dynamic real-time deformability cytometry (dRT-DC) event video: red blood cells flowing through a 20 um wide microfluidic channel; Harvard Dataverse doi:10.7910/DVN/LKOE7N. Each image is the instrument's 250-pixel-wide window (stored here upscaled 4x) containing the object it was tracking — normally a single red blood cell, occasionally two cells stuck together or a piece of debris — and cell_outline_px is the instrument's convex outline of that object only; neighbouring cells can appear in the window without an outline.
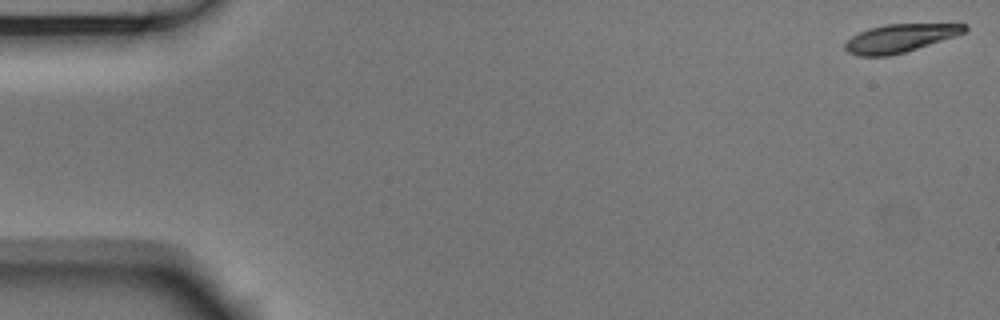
{"species": "Egyptian fruit bat (a non-hibernating species)", "species_latin": "Rousettus aegyptiacus", "temperature_condition": "room temperature", "stored_images_in_passage": 54, "camera_frame_rate_fps": 3000, "um_per_image_px": 0.085, "animal": {"sex": "male"}, "frame": {"image": 1, "passage_image": 1, "time_ms": 0.0, "image_size_px": [1000, 320], "cell_outline_px": [[968, 28], [964, 32], [956, 36], [904, 52], [888, 56], [856, 56], [848, 52], [844, 48], [844, 44], [852, 36], [868, 28], [884, 24], [968, 24]], "centroid_in_image_um": [76.47, 3.25], "position_along_channel_um": 8.5, "area_um2": 19.54}}
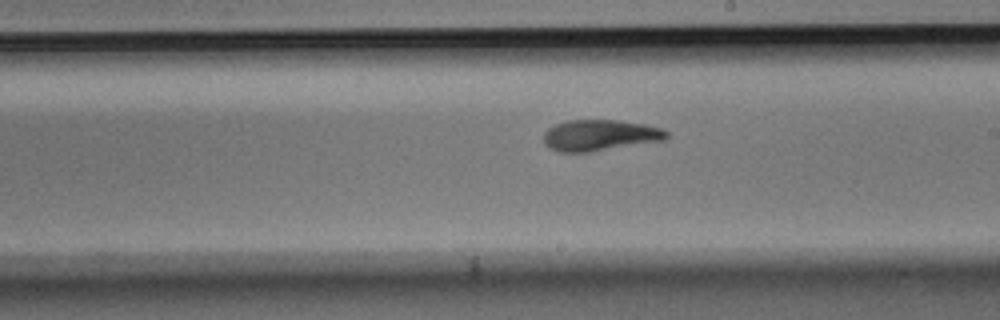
{"frame": {"image": 2, "passage_image": 31, "time_ms": 10.0, "image_size_px": [1000, 320], "cell_outline_px": [[668, 136], [664, 140], [588, 152], [560, 152], [544, 144], [544, 132], [548, 128], [556, 124], [568, 120], [620, 120], [644, 124], [664, 128], [668, 132]], "centroid_in_image_um": [51.01, 11.48], "position_along_channel_um": 238.0, "area_um2": 22.2}}
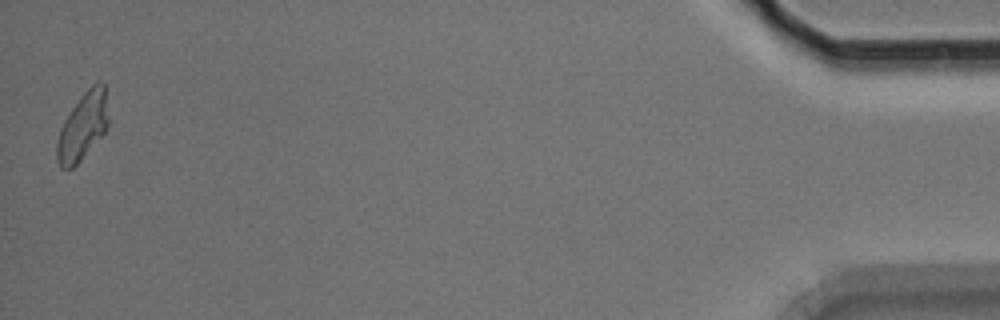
{"frame": {"image": 3, "passage_image": 54, "time_ms": 17.667, "image_size_px": [1000, 320], "cell_outline_px": [[108, 124], [104, 132], [80, 160], [72, 168], [60, 168], [56, 160], [56, 144], [60, 128], [64, 120], [80, 96], [92, 84], [100, 80], [104, 84], [108, 116]], "centroid_in_image_um": [7.01, 10.73], "position_along_channel_um": 428.2, "area_um2": 20.0}, "authors_computed_cell_mechanics": {"area_um2": 21.4727, "velocity_mm_per_s": 3.6747, "shape_relaxation_time_tau1_ms": 2.9585, "shape_relaxation_time_tau2_ms": 2.303, "deformation_change_tau1": 0.1591, "deformation_change_tau2": 0.0751}}